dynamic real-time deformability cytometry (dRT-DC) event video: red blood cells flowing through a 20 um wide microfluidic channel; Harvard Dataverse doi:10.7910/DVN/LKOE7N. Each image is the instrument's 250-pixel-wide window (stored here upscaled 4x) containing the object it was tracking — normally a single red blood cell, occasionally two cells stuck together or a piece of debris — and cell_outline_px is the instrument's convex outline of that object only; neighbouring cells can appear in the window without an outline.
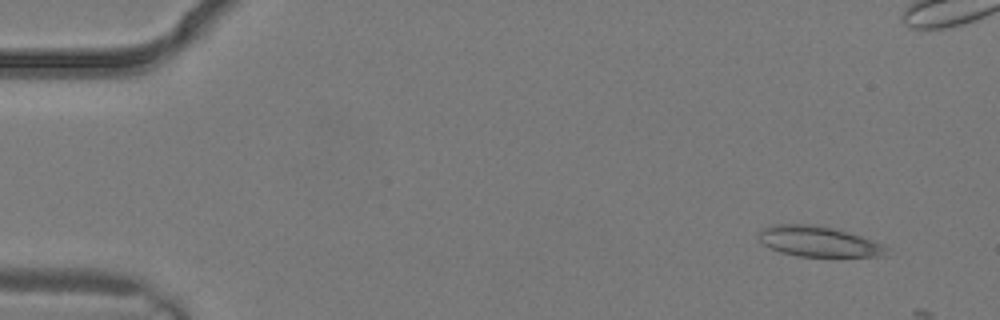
{"species": "common noctule bat (a hibernating species)", "species_latin": "Nyctalus noctula", "temperature_condition": "warm", "stored_images_in_passage": 2, "camera_frame_rate_fps": 3000, "um_per_image_px": 0.085, "animal": {"sex": "male", "body_mass_g": 19.2, "forearm_length_mm": 51.8}, "frame": {"image": 1, "passage_image": 2, "time_ms": 0.333, "image_size_px": [1000, 320], "cell_outline_px": [[888, 248], [884, 256], [796, 256], [780, 252], [764, 244], [760, 240], [756, 232], [772, 224], [816, 224], [836, 228], [872, 240]], "centroid_in_image_um": [69.52, 20.51], "position_along_channel_um": 15.5, "area_um2": 22.6}}